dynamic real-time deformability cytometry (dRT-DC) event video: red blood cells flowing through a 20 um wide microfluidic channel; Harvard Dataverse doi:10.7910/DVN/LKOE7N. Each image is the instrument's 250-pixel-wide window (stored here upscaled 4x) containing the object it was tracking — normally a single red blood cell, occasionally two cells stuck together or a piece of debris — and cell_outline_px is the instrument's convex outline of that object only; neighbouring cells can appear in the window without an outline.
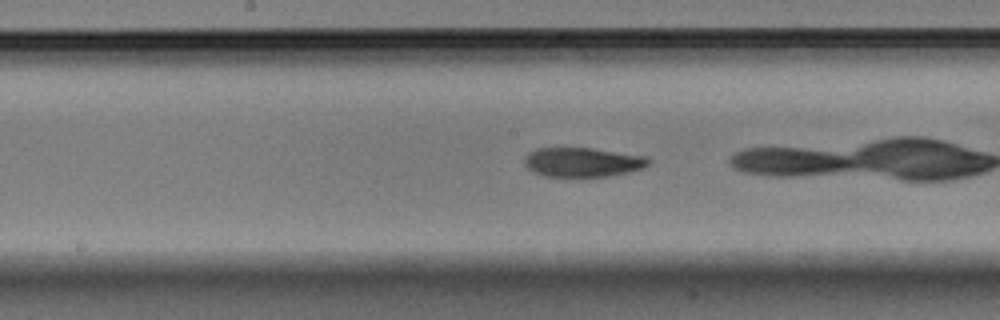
{"species": "Egyptian fruit bat (a non-hibernating species)", "species_latin": "Rousettus aegyptiacus", "temperature_condition": "warm", "stored_images_in_passage": 40, "camera_frame_rate_fps": 3000, "um_per_image_px": 0.085, "animal": {"sex": "male"}, "frame": {"image": 1, "passage_image": 25, "time_ms": 8.0, "image_size_px": [1000, 320], "cell_outline_px": [[652, 164], [628, 172], [608, 176], [580, 180], [544, 176], [532, 172], [524, 164], [524, 160], [528, 152], [536, 148], [592, 148], [648, 156], [652, 160]], "centroid_in_image_um": [49.52, 13.83], "position_along_channel_um": 198.7, "area_um2": 22.25}}
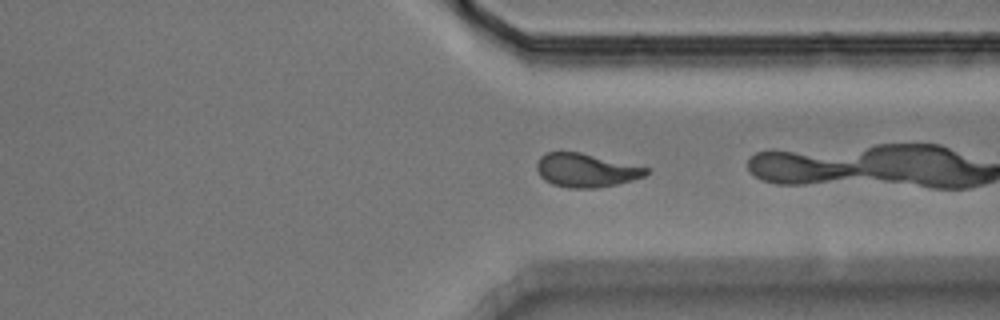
{"frame": {"image": 2, "passage_image": 38, "time_ms": 12.333, "image_size_px": [1000, 320], "cell_outline_px": [[648, 172], [644, 176], [632, 180], [616, 184], [596, 188], [568, 188], [552, 184], [544, 180], [540, 176], [536, 168], [536, 164], [540, 156], [544, 152], [580, 152], [648, 168]], "centroid_in_image_um": [49.75, 14.47], "position_along_channel_um": 361.6, "area_um2": 21.33}}